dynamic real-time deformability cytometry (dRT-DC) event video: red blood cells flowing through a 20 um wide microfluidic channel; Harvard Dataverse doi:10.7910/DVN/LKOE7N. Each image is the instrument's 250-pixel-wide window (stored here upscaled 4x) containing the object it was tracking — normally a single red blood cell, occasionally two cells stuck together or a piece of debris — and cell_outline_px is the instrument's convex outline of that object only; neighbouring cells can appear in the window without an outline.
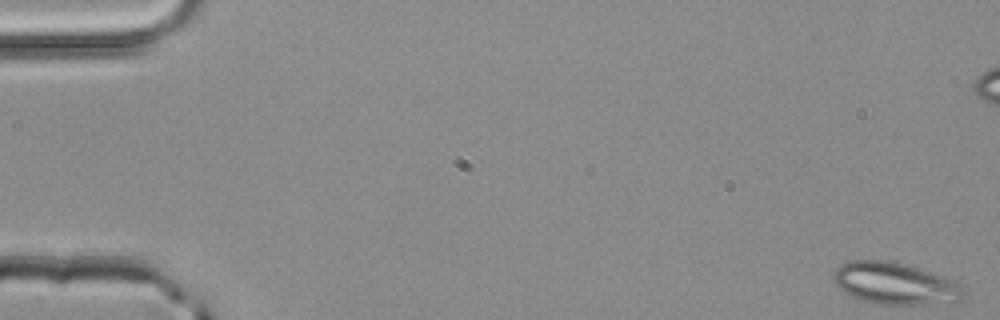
{"species": "common noctule bat (a hibernating species)", "species_latin": "Nyctalus noctula", "temperature_condition": "room temperature", "stored_images_in_passage": 15, "camera_frame_rate_fps": 3000, "um_per_image_px": 0.085, "animal": {"sex": "male", "body_mass_g": 20.4}, "frame": {"image": 1, "passage_image": 1, "time_ms": 0.0, "image_size_px": [1000, 320], "cell_outline_px": [[964, 288], [960, 300], [956, 304], [876, 304], [860, 300], [844, 292], [832, 280], [832, 276], [836, 268], [840, 264], [848, 260], [892, 260], [932, 272], [944, 276], [960, 284]], "centroid_in_image_um": [76.08, 24.1], "position_along_channel_um": 8.9, "area_um2": 32.25}}